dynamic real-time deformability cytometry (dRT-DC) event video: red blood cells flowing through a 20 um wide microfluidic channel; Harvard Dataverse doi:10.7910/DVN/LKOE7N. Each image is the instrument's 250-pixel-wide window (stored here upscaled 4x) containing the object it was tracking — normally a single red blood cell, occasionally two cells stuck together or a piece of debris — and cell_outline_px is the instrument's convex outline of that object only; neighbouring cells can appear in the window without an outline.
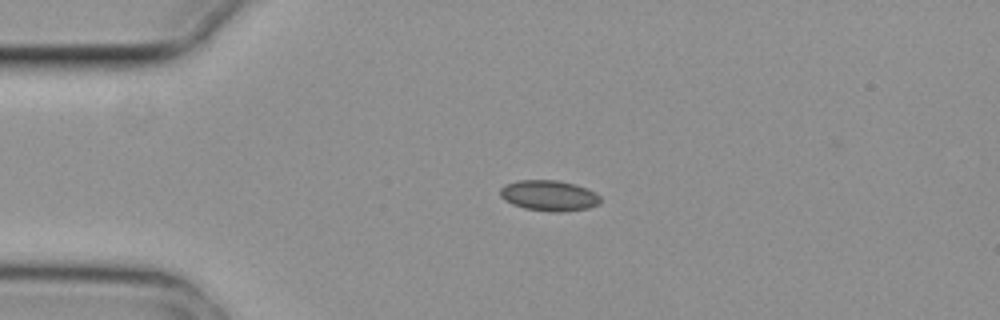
{"species": "common noctule bat (a hibernating species)", "species_latin": "Nyctalus noctula", "temperature_condition": "cold", "stored_images_in_passage": 3, "camera_frame_rate_fps": 3000, "um_per_image_px": 0.085, "animal": {"sex": "female", "body_mass_g": 29.2, "forearm_length_mm": 56.3}, "frame": {"image": 1, "passage_image": 2, "time_ms": 0.333, "image_size_px": [1000, 320], "cell_outline_px": [[600, 204], [588, 208], [564, 212], [552, 212], [524, 208], [512, 204], [504, 200], [500, 196], [500, 188], [504, 184], [516, 180], [556, 180], [576, 184], [600, 196]], "centroid_in_image_um": [46.63, 16.63], "position_along_channel_um": 38.4, "area_um2": 17.98}}